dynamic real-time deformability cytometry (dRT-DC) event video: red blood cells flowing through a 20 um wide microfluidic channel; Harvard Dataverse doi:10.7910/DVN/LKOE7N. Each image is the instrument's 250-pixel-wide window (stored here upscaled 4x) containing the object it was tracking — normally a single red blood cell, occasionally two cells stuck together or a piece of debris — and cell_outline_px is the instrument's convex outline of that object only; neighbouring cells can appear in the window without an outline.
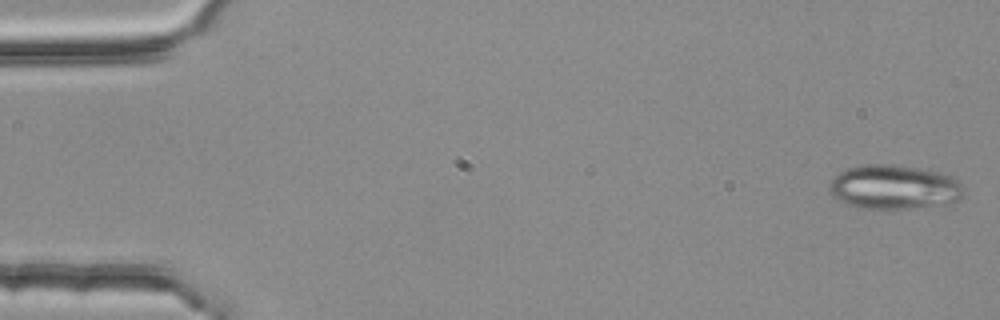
{"species": "common noctule bat (a hibernating species)", "species_latin": "Nyctalus noctula", "temperature_condition": "room temperature", "stored_images_in_passage": 5, "camera_frame_rate_fps": 3000, "um_per_image_px": 0.085, "animal": {"sex": "female", "body_mass_g": 25.1}, "frame": {"image": 1, "passage_image": 1, "time_ms": 0.0, "image_size_px": [1000, 320], "cell_outline_px": [[964, 192], [960, 200], [948, 204], [908, 208], [864, 208], [848, 204], [832, 196], [828, 192], [828, 184], [840, 172], [848, 168], [864, 164], [896, 164], [940, 172], [956, 180], [964, 188]], "centroid_in_image_um": [76.0, 15.9], "position_along_channel_um": 9.0, "area_um2": 34.62}}